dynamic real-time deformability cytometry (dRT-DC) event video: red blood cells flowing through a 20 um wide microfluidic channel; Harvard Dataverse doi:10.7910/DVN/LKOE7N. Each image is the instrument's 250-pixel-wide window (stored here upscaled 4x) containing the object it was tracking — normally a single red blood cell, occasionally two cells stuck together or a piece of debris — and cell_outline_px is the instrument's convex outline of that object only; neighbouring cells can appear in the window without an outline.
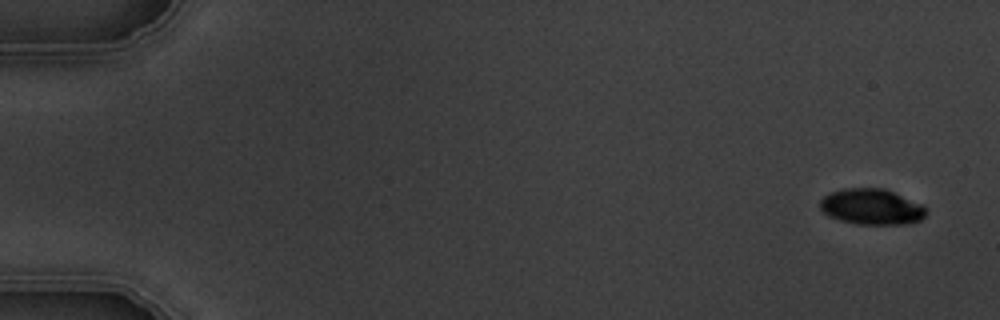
{"species": "common noctule bat (a hibernating species)", "species_latin": "Nyctalus noctula", "temperature_condition": "warm", "stored_images_in_passage": 5, "camera_frame_rate_fps": 3000, "um_per_image_px": 0.085, "animal": {"sex": "male", "body_mass_g": 19.5, "forearm_length_mm": 54.6}, "frame": {"image": 1, "passage_image": 1, "time_ms": 0.0, "image_size_px": [1000, 320], "cell_outline_px": [[928, 212], [920, 220], [904, 224], [856, 224], [840, 220], [828, 216], [820, 208], [820, 200], [824, 196], [832, 192], [844, 188], [884, 188], [924, 204]], "centroid_in_image_um": [74.11, 17.57], "position_along_channel_um": 10.9, "area_um2": 22.25}}
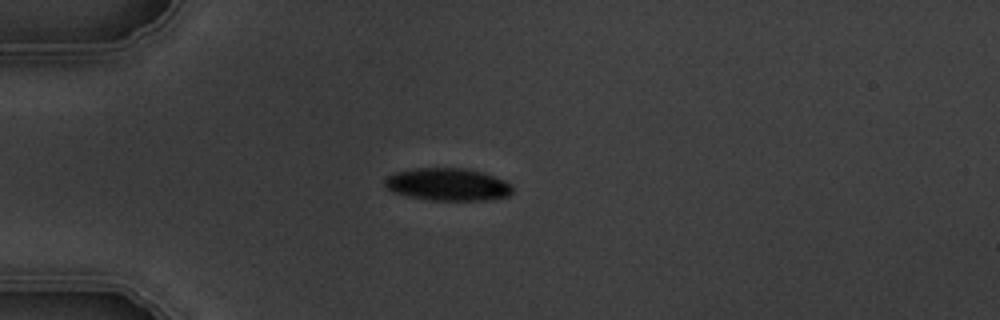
{"frame": {"image": 2, "passage_image": 5, "time_ms": 4.333, "image_size_px": [1000, 320], "cell_outline_px": [[512, 192], [508, 196], [488, 200], [432, 200], [408, 196], [396, 192], [388, 188], [384, 184], [384, 180], [388, 176], [396, 172], [412, 168], [464, 168], [484, 172], [504, 180], [512, 184]], "centroid_in_image_um": [38.09, 15.67], "position_along_channel_um": 46.9, "area_um2": 24.16}}